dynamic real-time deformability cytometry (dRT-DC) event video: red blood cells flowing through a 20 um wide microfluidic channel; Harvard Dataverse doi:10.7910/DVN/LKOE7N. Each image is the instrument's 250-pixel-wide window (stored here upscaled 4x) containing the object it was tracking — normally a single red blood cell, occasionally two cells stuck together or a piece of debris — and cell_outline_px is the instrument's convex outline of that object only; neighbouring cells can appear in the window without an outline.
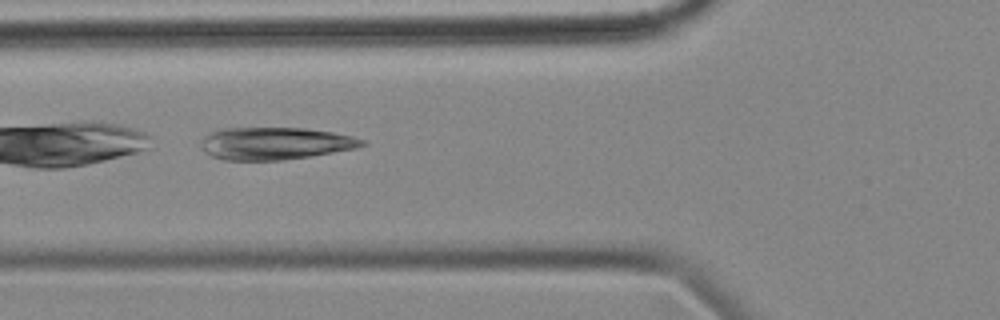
{"species": "common noctule bat (a hibernating species)", "species_latin": "Nyctalus noctula", "temperature_condition": "cold", "stored_images_in_passage": 8, "camera_frame_rate_fps": 3000, "um_per_image_px": 0.085, "animal": {"sex": "female", "body_mass_g": 18.4}, "frame": {"image": 1, "passage_image": 4, "time_ms": 1.0, "image_size_px": [1000, 320], "cell_outline_px": [[368, 144], [356, 148], [284, 160], [224, 160], [212, 156], [204, 152], [200, 144], [204, 136], [208, 132], [216, 128], [304, 128], [332, 132], [352, 136], [364, 140]], "centroid_in_image_um": [23.32, 12.18], "position_along_channel_um": 102.5, "area_um2": 30.46}}